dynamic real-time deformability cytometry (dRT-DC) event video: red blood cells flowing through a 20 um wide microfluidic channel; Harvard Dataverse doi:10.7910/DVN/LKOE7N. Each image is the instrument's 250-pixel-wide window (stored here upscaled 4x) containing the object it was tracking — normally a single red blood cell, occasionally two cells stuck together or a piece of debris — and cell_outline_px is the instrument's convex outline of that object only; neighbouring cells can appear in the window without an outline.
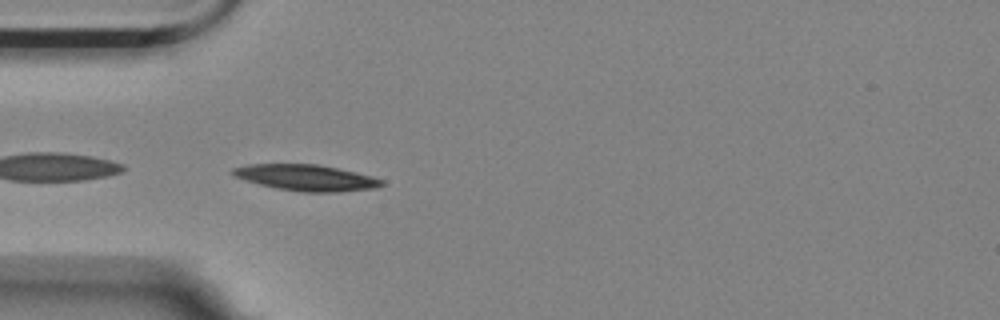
{"species": "Egyptian fruit bat (a non-hibernating species)", "species_latin": "Rousettus aegyptiacus", "temperature_condition": "room temperature", "stored_images_in_passage": 4, "camera_frame_rate_fps": 3000, "um_per_image_px": 0.085, "animal": {"sex": "female"}, "frame": {"image": 1, "passage_image": 4, "time_ms": 1.0, "image_size_px": [1000, 320], "cell_outline_px": [[384, 184], [376, 188], [340, 192], [304, 192], [276, 188], [260, 184], [236, 176], [232, 172], [232, 168], [248, 164], [316, 164], [356, 172], [372, 176], [384, 180]], "centroid_in_image_um": [26.09, 15.1], "position_along_channel_um": 58.9, "area_um2": 22.43}}